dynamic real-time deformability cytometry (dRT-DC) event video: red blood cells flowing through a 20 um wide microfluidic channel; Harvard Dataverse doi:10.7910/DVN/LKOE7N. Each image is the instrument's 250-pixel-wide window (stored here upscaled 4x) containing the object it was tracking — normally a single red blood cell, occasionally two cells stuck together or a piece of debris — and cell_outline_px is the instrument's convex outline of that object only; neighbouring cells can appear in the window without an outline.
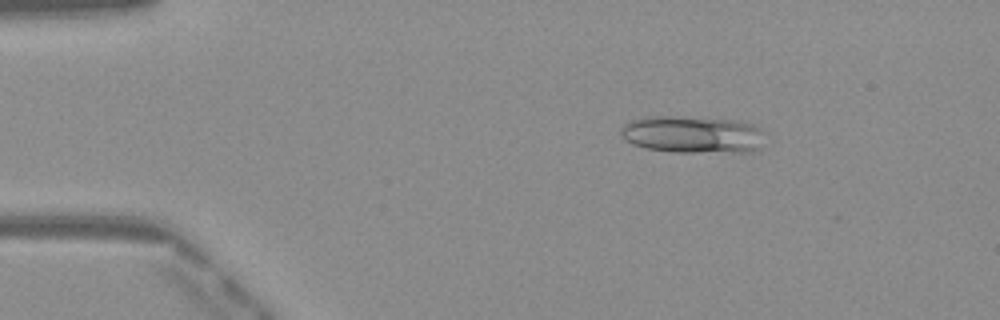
{"species": "Egyptian fruit bat (a non-hibernating species)", "species_latin": "Rousettus aegyptiacus", "temperature_condition": "warm", "stored_images_in_passage": 48, "camera_frame_rate_fps": 3000, "um_per_image_px": 0.085, "frame": {"image": 1, "passage_image": 7, "time_ms": 2.0, "image_size_px": [1000, 320], "cell_outline_px": [[764, 132], [760, 148], [752, 152], [676, 152], [648, 148], [632, 144], [624, 140], [620, 132], [620, 128], [628, 120], [648, 116], [672, 116], [740, 120], [764, 128]], "centroid_in_image_um": [58.89, 11.42], "position_along_channel_um": 26.1, "area_um2": 31.73}}
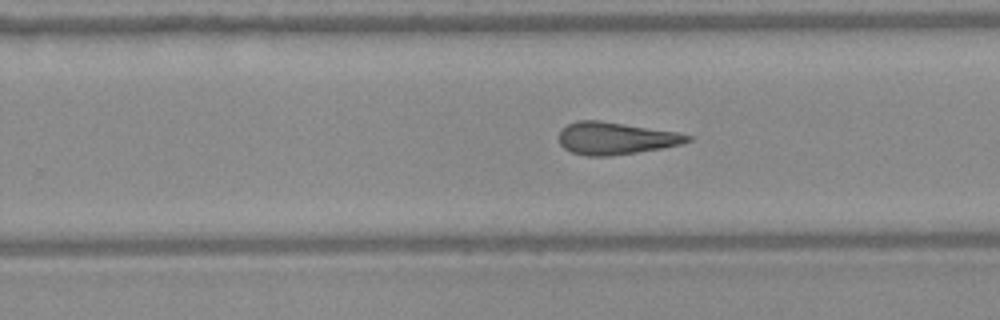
{"frame": {"image": 2, "passage_image": 30, "time_ms": 9.667, "image_size_px": [1000, 320], "cell_outline_px": [[692, 140], [680, 144], [660, 148], [636, 152], [608, 156], [584, 156], [572, 152], [564, 148], [560, 144], [560, 128], [576, 120], [600, 120], [676, 132], [692, 136]], "centroid_in_image_um": [52.28, 11.75], "position_along_channel_um": 277.5, "area_um2": 24.04}}
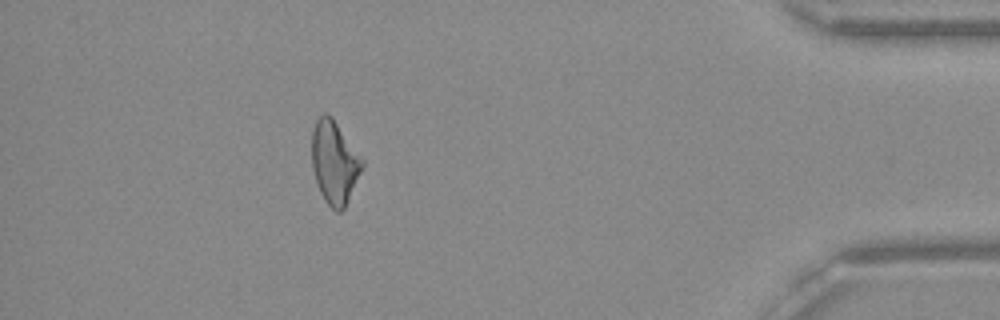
{"frame": {"image": 3, "passage_image": 43, "time_ms": 14.0, "image_size_px": [1000, 320], "cell_outline_px": [[364, 164], [344, 208], [340, 212], [336, 212], [324, 200], [320, 192], [312, 168], [312, 132], [316, 120], [324, 112], [332, 116], [364, 160]], "centroid_in_image_um": [28.42, 13.78], "position_along_channel_um": 406.8, "area_um2": 24.16}, "authors_computed_cell_mechanics": {"area_um2": 24.7095, "velocity_mm_per_s": 4.1225, "shape_relaxation_time_tau1_ms": null, "shape_relaxation_time_tau2_ms": 3.6756, "deformation_change_tau1": null, "deformation_change_tau2": 0.1479}}